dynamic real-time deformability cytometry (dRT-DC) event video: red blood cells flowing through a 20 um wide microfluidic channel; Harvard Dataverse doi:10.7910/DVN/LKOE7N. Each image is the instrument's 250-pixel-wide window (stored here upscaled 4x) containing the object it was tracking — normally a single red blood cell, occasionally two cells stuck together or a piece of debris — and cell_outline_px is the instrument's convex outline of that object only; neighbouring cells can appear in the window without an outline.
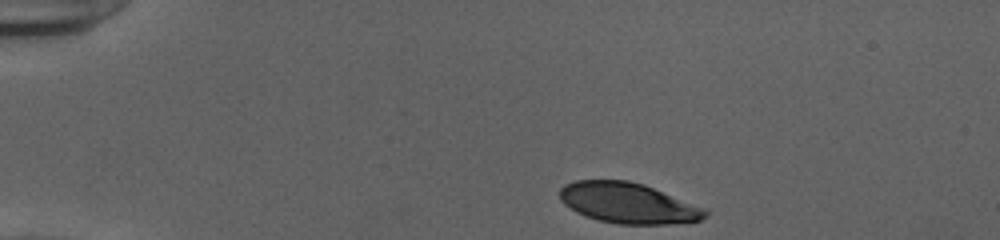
{"species": "human", "species_latin": "Homo sapiens", "temperature_condition": "cold", "stored_images_in_passage": 36, "camera_frame_rate_fps": 3000, "um_per_image_px": 0.085, "donor": {"sex": "female"}, "frame": {"image": 1, "passage_image": 1, "time_ms": 0.0, "image_size_px": [1000, 240], "cell_outline_px": [[708, 216], [700, 220], [668, 224], [616, 224], [600, 220], [576, 212], [564, 204], [560, 200], [560, 188], [564, 184], [576, 180], [628, 180], [644, 184], [704, 208], [708, 212]], "centroid_in_image_um": [53.37, 17.25], "position_along_channel_um": 31.6, "area_um2": 34.22}}
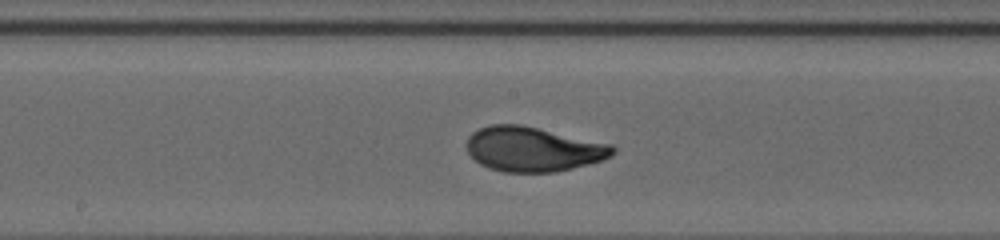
{"frame": {"image": 2, "passage_image": 20, "time_ms": 6.333, "image_size_px": [1000, 240], "cell_outline_px": [[616, 152], [612, 156], [604, 160], [556, 172], [504, 172], [488, 168], [480, 164], [468, 152], [468, 136], [472, 132], [488, 124], [520, 124], [612, 144], [616, 148]], "centroid_in_image_um": [45.34, 12.68], "position_along_channel_um": 202.9, "area_um2": 38.09}}
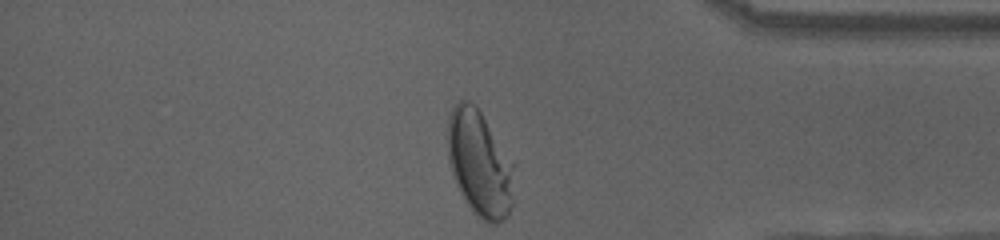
{"frame": {"image": 3, "passage_image": 36, "time_ms": 11.667, "image_size_px": [1000, 240], "cell_outline_px": [[516, 164], [512, 204], [508, 212], [496, 224], [492, 224], [484, 220], [468, 204], [452, 172], [448, 160], [448, 120], [452, 108], [460, 100], [468, 100], [476, 104]], "centroid_in_image_um": [40.81, 13.82], "position_along_channel_um": 394.4, "area_um2": 40.86}, "authors_computed_cell_mechanics": {"area_um2": 37.3388, "velocity_mm_per_s": 3.9014, "shape_relaxation_time_tau1_ms": 4.5581, "shape_relaxation_time_tau2_ms": null, "deformation_change_tau1": 0.1982, "deformation_change_tau2": null}}